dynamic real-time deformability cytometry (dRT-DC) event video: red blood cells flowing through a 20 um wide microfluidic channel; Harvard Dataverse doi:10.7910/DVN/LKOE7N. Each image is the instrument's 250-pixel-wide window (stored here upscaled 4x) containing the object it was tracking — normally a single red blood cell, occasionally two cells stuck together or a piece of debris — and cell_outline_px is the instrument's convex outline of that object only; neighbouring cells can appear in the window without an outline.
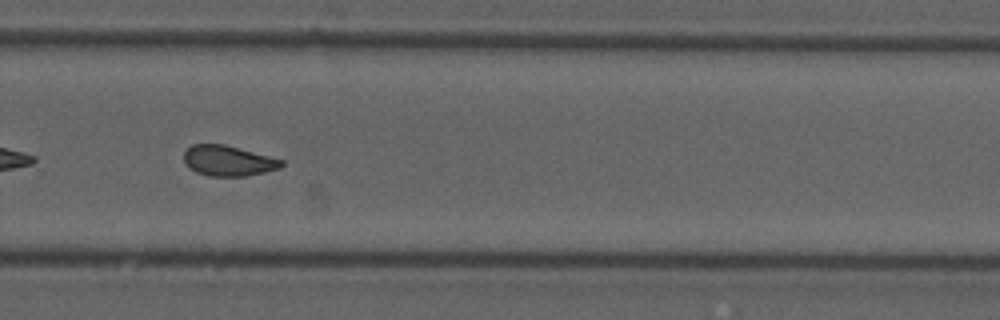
{"species": "common noctule bat (a hibernating species)", "species_latin": "Nyctalus noctula", "temperature_condition": "cold", "stored_images_in_passage": 41, "camera_frame_rate_fps": 3000, "um_per_image_px": 0.085, "animal": {"sex": "male", "forearm_length_mm": 52.5}, "frame": {"image": 1, "passage_image": 24, "time_ms": 7.667, "image_size_px": [1000, 320], "cell_outline_px": [[284, 164], [280, 168], [264, 172], [244, 176], [208, 176], [196, 172], [188, 168], [184, 164], [184, 152], [192, 144], [224, 144], [284, 160]], "centroid_in_image_um": [19.37, 13.67], "position_along_channel_um": 310.4, "area_um2": 17.34}, "authors_computed_cell_mechanics": {"area_um2": 18.0336, "velocity_mm_per_s": 3.7382, "shape_relaxation_time_tau1_ms": null, "shape_relaxation_time_tau2_ms": 1.5449, "deformation_change_tau1": null, "deformation_change_tau2": 0.0753}}